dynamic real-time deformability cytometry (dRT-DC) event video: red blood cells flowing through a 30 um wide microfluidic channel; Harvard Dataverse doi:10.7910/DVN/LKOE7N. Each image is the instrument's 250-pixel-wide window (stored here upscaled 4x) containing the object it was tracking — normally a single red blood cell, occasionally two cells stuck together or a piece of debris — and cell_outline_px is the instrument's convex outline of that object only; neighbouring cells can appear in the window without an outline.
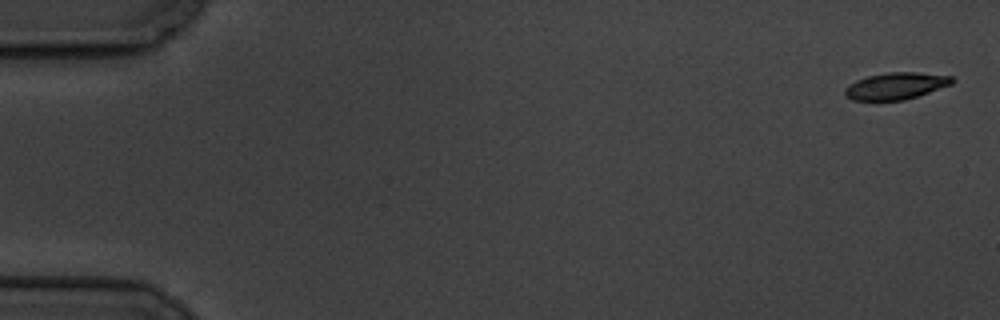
{"species": "common noctule bat (a hibernating species)", "species_latin": "Nyctalus noctula", "temperature_condition": "cold", "stored_images_in_passage": 7, "camera_frame_rate_fps": 3000, "um_per_image_px": 0.085, "animal": {"sex": "male", "body_mass_g": 19.5, "forearm_length_mm": 54.6}, "frame": {"image": 1, "passage_image": 1, "time_ms": 0.0, "image_size_px": [1000, 320], "cell_outline_px": [[956, 80], [952, 84], [904, 100], [852, 100], [844, 96], [844, 88], [848, 84], [856, 80], [868, 76], [888, 72], [916, 72], [952, 76]], "centroid_in_image_um": [76.12, 7.3], "position_along_channel_um": 8.9, "area_um2": 16.76}}
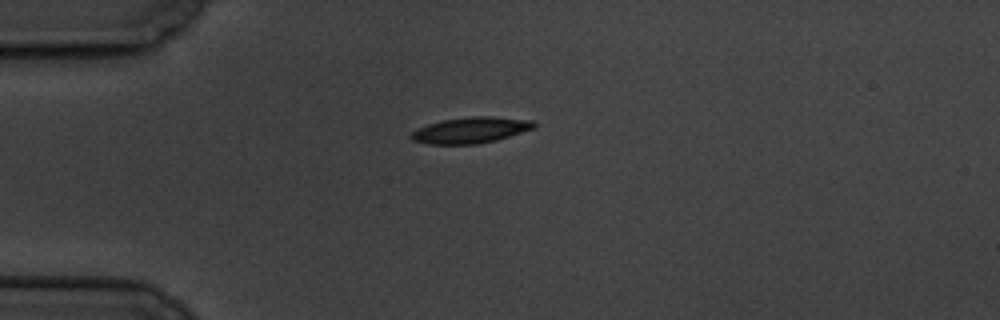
{"frame": {"image": 2, "passage_image": 5, "time_ms": 4.667, "image_size_px": [1000, 320], "cell_outline_px": [[536, 128], [496, 140], [476, 144], [428, 144], [412, 140], [408, 136], [412, 132], [428, 124], [444, 120], [472, 116], [492, 116], [532, 120], [536, 124]], "centroid_in_image_um": [40.03, 11.06], "position_along_channel_um": 45.0, "area_um2": 18.55}}
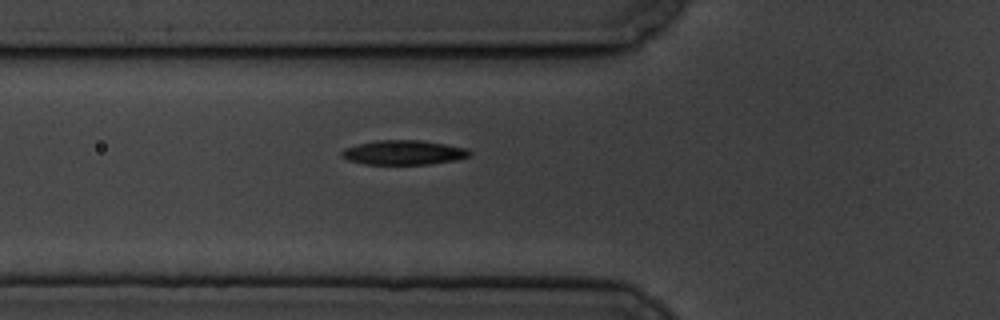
{"frame": {"image": 3, "passage_image": 7, "time_ms": 6.667, "image_size_px": [1000, 320], "cell_outline_px": [[472, 152], [468, 156], [456, 160], [428, 164], [364, 164], [348, 160], [340, 156], [340, 152], [344, 148], [356, 144], [376, 140], [420, 140], [468, 148]], "centroid_in_image_um": [34.27, 12.96], "position_along_channel_um": 91.5, "area_um2": 18.32}}